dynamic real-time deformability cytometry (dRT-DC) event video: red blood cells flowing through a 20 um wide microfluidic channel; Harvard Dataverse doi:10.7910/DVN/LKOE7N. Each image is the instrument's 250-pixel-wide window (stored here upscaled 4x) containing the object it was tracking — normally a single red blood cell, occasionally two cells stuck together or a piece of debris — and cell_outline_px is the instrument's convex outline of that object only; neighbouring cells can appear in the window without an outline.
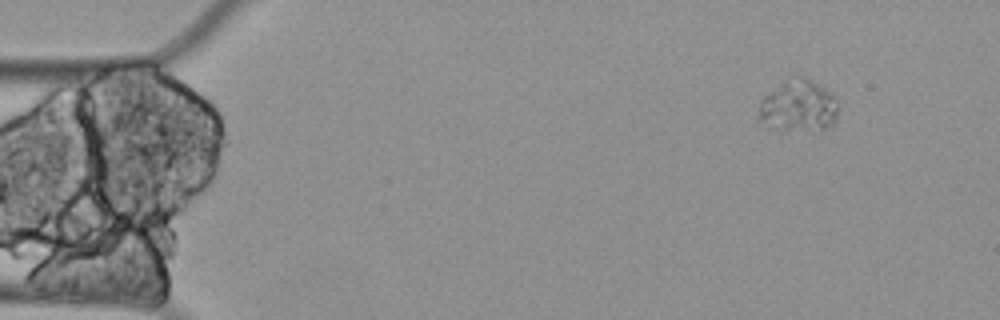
{"species": "Egyptian fruit bat (a non-hibernating species)", "species_latin": "Rousettus aegyptiacus", "temperature_condition": "cold", "stored_images_in_passage": 57, "camera_frame_rate_fps": 3000, "um_per_image_px": 0.085, "animal": {"sex": "female"}, "frame": {"image": 1, "passage_image": 1, "time_ms": 0.0, "image_size_px": [1000, 320], "cell_outline_px": [[836, 124], [832, 128], [812, 132], [780, 136], [760, 128], [756, 124], [756, 116], [760, 100], [764, 96], [796, 76], [804, 76], [812, 80], [832, 92], [836, 100]], "centroid_in_image_um": [67.77, 9.21], "position_along_channel_um": 17.2, "area_um2": 26.18}}
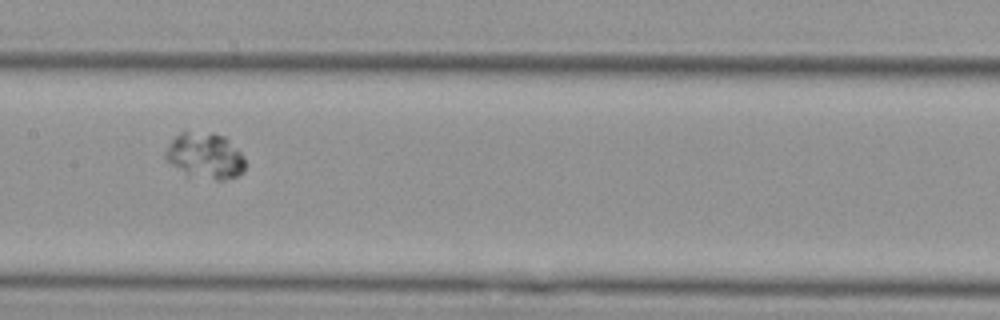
{"frame": {"image": 2, "passage_image": 25, "time_ms": 8.0, "image_size_px": [1000, 320], "cell_outline_px": [[244, 172], [236, 176], [220, 180], [216, 180], [188, 176], [164, 160], [164, 152], [168, 144], [180, 132], [212, 132], [224, 136], [244, 156]], "centroid_in_image_um": [17.39, 13.25], "position_along_channel_um": 190.0, "area_um2": 21.5}}
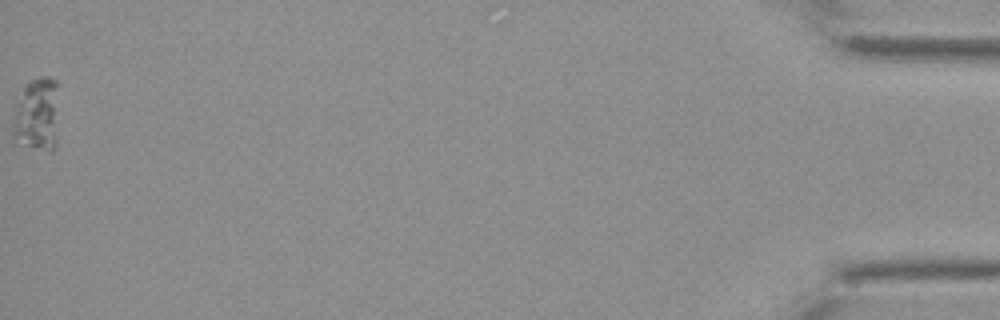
{"frame": {"image": 3, "passage_image": 57, "time_ms": 18.667, "image_size_px": [1000, 320], "cell_outline_px": [[56, 148], [52, 152], [48, 152], [12, 144], [12, 120], [16, 108], [24, 88], [32, 80], [40, 76], [48, 76], [56, 80]], "centroid_in_image_um": [3.11, 9.86], "position_along_channel_um": 432.1, "area_um2": 20.0}}